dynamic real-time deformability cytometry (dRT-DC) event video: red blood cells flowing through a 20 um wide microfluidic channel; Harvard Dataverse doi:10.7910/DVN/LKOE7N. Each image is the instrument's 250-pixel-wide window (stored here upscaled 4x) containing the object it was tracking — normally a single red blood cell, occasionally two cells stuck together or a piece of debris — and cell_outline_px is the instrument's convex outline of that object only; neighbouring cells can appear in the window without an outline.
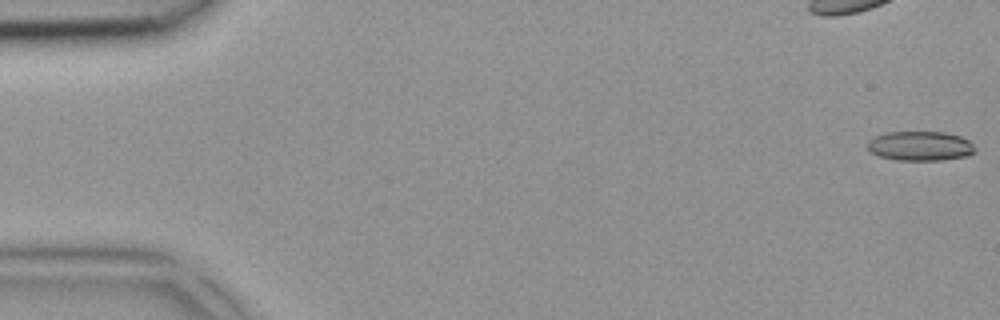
{"species": "common noctule bat (a hibernating species)", "species_latin": "Nyctalus noctula", "temperature_condition": "room temperature", "stored_images_in_passage": 3, "camera_frame_rate_fps": 3000, "um_per_image_px": 0.085, "animal": {"sex": "female", "body_mass_g": 18.4}, "frame": {"image": 1, "passage_image": 1, "time_ms": 0.0, "image_size_px": [1000, 320], "cell_outline_px": [[976, 152], [968, 156], [940, 160], [896, 160], [880, 156], [868, 152], [868, 140], [872, 136], [888, 132], [944, 132], [960, 136], [968, 140], [976, 148]], "centroid_in_image_um": [78.2, 12.41], "position_along_channel_um": 6.8, "area_um2": 18.67}}